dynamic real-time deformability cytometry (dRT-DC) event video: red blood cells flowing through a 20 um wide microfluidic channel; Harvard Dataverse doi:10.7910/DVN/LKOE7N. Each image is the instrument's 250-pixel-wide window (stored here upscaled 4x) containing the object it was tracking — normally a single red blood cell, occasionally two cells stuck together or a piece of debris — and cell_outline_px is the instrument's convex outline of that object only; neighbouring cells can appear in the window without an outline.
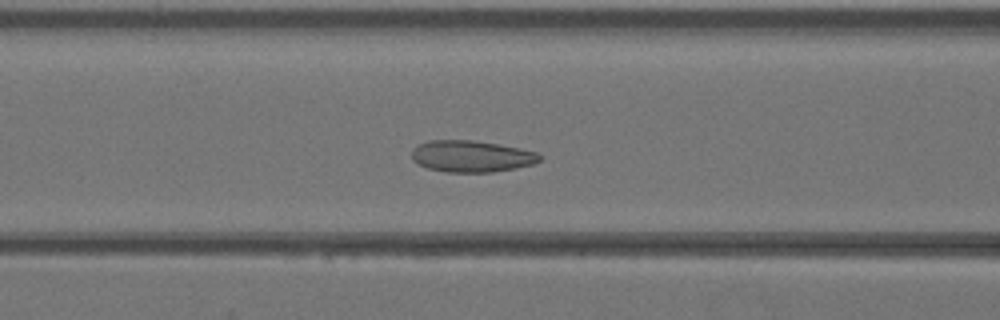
{"species": "Egyptian fruit bat (a non-hibernating species)", "species_latin": "Rousettus aegyptiacus", "temperature_condition": "warm", "stored_images_in_passage": 40, "camera_frame_rate_fps": 3000, "um_per_image_px": 0.085, "animal": {"sex": "female"}, "frame": {"image": 1, "passage_image": 17, "time_ms": 5.333, "image_size_px": [1000, 320], "cell_outline_px": [[540, 160], [532, 164], [516, 168], [492, 172], [448, 172], [428, 168], [412, 160], [412, 148], [428, 140], [472, 140], [496, 144], [536, 152], [540, 156]], "centroid_in_image_um": [40.03, 13.28], "position_along_channel_um": 126.6, "area_um2": 23.24}}
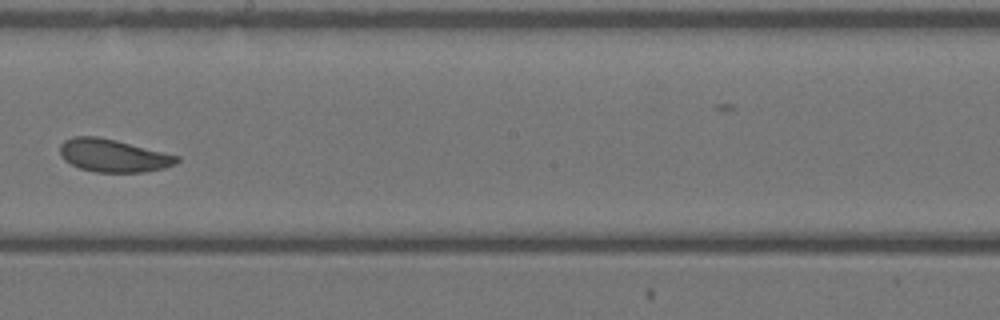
{"frame": {"image": 2, "passage_image": 24, "time_ms": 7.667, "image_size_px": [1000, 320], "cell_outline_px": [[180, 160], [176, 164], [164, 168], [144, 172], [96, 172], [80, 168], [64, 160], [60, 152], [60, 144], [64, 140], [72, 136], [96, 136], [116, 140], [180, 156]], "centroid_in_image_um": [9.63, 13.22], "position_along_channel_um": 238.6, "area_um2": 22.37}}
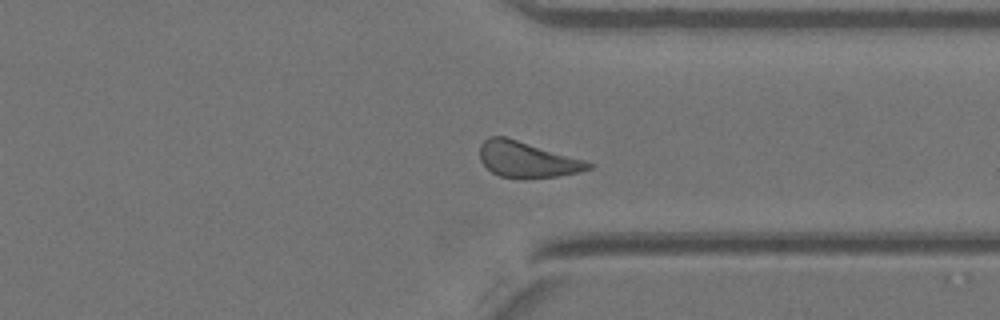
{"frame": {"image": 3, "passage_image": 32, "time_ms": 10.333, "image_size_px": [1000, 320], "cell_outline_px": [[596, 164], [592, 168], [576, 172], [556, 176], [500, 176], [492, 172], [480, 160], [480, 144], [488, 136], [504, 136], [584, 160]], "centroid_in_image_um": [44.77, 13.52], "position_along_channel_um": 366.6, "area_um2": 21.85}}